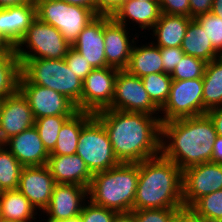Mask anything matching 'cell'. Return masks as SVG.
Instances as JSON below:
<instances>
[{"label": "cell", "instance_id": "1", "mask_svg": "<svg viewBox=\"0 0 222 222\" xmlns=\"http://www.w3.org/2000/svg\"><path fill=\"white\" fill-rule=\"evenodd\" d=\"M103 124L120 163H140L161 154L159 116L105 109L94 114Z\"/></svg>", "mask_w": 222, "mask_h": 222}, {"label": "cell", "instance_id": "2", "mask_svg": "<svg viewBox=\"0 0 222 222\" xmlns=\"http://www.w3.org/2000/svg\"><path fill=\"white\" fill-rule=\"evenodd\" d=\"M217 132L207 114L161 123V154L182 171L211 162Z\"/></svg>", "mask_w": 222, "mask_h": 222}, {"label": "cell", "instance_id": "3", "mask_svg": "<svg viewBox=\"0 0 222 222\" xmlns=\"http://www.w3.org/2000/svg\"><path fill=\"white\" fill-rule=\"evenodd\" d=\"M184 208L182 170L162 154L139 163L133 210Z\"/></svg>", "mask_w": 222, "mask_h": 222}, {"label": "cell", "instance_id": "4", "mask_svg": "<svg viewBox=\"0 0 222 222\" xmlns=\"http://www.w3.org/2000/svg\"><path fill=\"white\" fill-rule=\"evenodd\" d=\"M139 163H120L93 174L88 197L94 204L118 212L133 211Z\"/></svg>", "mask_w": 222, "mask_h": 222}, {"label": "cell", "instance_id": "5", "mask_svg": "<svg viewBox=\"0 0 222 222\" xmlns=\"http://www.w3.org/2000/svg\"><path fill=\"white\" fill-rule=\"evenodd\" d=\"M21 73L32 83L50 88L71 100L80 111L82 84L64 59H19Z\"/></svg>", "mask_w": 222, "mask_h": 222}, {"label": "cell", "instance_id": "6", "mask_svg": "<svg viewBox=\"0 0 222 222\" xmlns=\"http://www.w3.org/2000/svg\"><path fill=\"white\" fill-rule=\"evenodd\" d=\"M37 18L60 31L72 46L80 32L97 15L89 8L68 4L60 0H34Z\"/></svg>", "mask_w": 222, "mask_h": 222}, {"label": "cell", "instance_id": "7", "mask_svg": "<svg viewBox=\"0 0 222 222\" xmlns=\"http://www.w3.org/2000/svg\"><path fill=\"white\" fill-rule=\"evenodd\" d=\"M71 47L58 29L36 18L16 45L15 53L18 59L55 60L64 59Z\"/></svg>", "mask_w": 222, "mask_h": 222}, {"label": "cell", "instance_id": "8", "mask_svg": "<svg viewBox=\"0 0 222 222\" xmlns=\"http://www.w3.org/2000/svg\"><path fill=\"white\" fill-rule=\"evenodd\" d=\"M92 174L120 164L102 122L93 115L82 127L76 153Z\"/></svg>", "mask_w": 222, "mask_h": 222}, {"label": "cell", "instance_id": "9", "mask_svg": "<svg viewBox=\"0 0 222 222\" xmlns=\"http://www.w3.org/2000/svg\"><path fill=\"white\" fill-rule=\"evenodd\" d=\"M160 122L203 115V79L173 80Z\"/></svg>", "mask_w": 222, "mask_h": 222}, {"label": "cell", "instance_id": "10", "mask_svg": "<svg viewBox=\"0 0 222 222\" xmlns=\"http://www.w3.org/2000/svg\"><path fill=\"white\" fill-rule=\"evenodd\" d=\"M108 109L160 116V109L151 101L142 79L126 69L118 70L114 96Z\"/></svg>", "mask_w": 222, "mask_h": 222}, {"label": "cell", "instance_id": "11", "mask_svg": "<svg viewBox=\"0 0 222 222\" xmlns=\"http://www.w3.org/2000/svg\"><path fill=\"white\" fill-rule=\"evenodd\" d=\"M18 90L27 99L34 119L45 116H73L78 109L66 96L50 88L32 84L22 73Z\"/></svg>", "mask_w": 222, "mask_h": 222}, {"label": "cell", "instance_id": "12", "mask_svg": "<svg viewBox=\"0 0 222 222\" xmlns=\"http://www.w3.org/2000/svg\"><path fill=\"white\" fill-rule=\"evenodd\" d=\"M118 70L110 66L95 68L85 77L80 111L95 114L111 106Z\"/></svg>", "mask_w": 222, "mask_h": 222}, {"label": "cell", "instance_id": "13", "mask_svg": "<svg viewBox=\"0 0 222 222\" xmlns=\"http://www.w3.org/2000/svg\"><path fill=\"white\" fill-rule=\"evenodd\" d=\"M222 189V164L205 162L182 171L184 209H189L202 196Z\"/></svg>", "mask_w": 222, "mask_h": 222}, {"label": "cell", "instance_id": "14", "mask_svg": "<svg viewBox=\"0 0 222 222\" xmlns=\"http://www.w3.org/2000/svg\"><path fill=\"white\" fill-rule=\"evenodd\" d=\"M89 199L88 188L75 184L56 183L50 203L43 211L48 218L43 221L59 222L76 217ZM45 213V214H44Z\"/></svg>", "mask_w": 222, "mask_h": 222}, {"label": "cell", "instance_id": "15", "mask_svg": "<svg viewBox=\"0 0 222 222\" xmlns=\"http://www.w3.org/2000/svg\"><path fill=\"white\" fill-rule=\"evenodd\" d=\"M35 119L27 99L17 90L2 100L0 108V140L8 139L34 126Z\"/></svg>", "mask_w": 222, "mask_h": 222}, {"label": "cell", "instance_id": "16", "mask_svg": "<svg viewBox=\"0 0 222 222\" xmlns=\"http://www.w3.org/2000/svg\"><path fill=\"white\" fill-rule=\"evenodd\" d=\"M55 184L47 165L24 166L17 189L28 198L36 210L43 212L50 203Z\"/></svg>", "mask_w": 222, "mask_h": 222}, {"label": "cell", "instance_id": "17", "mask_svg": "<svg viewBox=\"0 0 222 222\" xmlns=\"http://www.w3.org/2000/svg\"><path fill=\"white\" fill-rule=\"evenodd\" d=\"M130 28L104 16V44L106 63L119 70L126 69L136 37L130 35ZM130 35V36H129ZM132 37L133 39H129Z\"/></svg>", "mask_w": 222, "mask_h": 222}, {"label": "cell", "instance_id": "18", "mask_svg": "<svg viewBox=\"0 0 222 222\" xmlns=\"http://www.w3.org/2000/svg\"><path fill=\"white\" fill-rule=\"evenodd\" d=\"M72 48L80 53L93 69L108 67L105 57L104 16L97 15L80 32Z\"/></svg>", "mask_w": 222, "mask_h": 222}, {"label": "cell", "instance_id": "19", "mask_svg": "<svg viewBox=\"0 0 222 222\" xmlns=\"http://www.w3.org/2000/svg\"><path fill=\"white\" fill-rule=\"evenodd\" d=\"M4 145L23 166L46 165L50 155L35 126L11 137Z\"/></svg>", "mask_w": 222, "mask_h": 222}, {"label": "cell", "instance_id": "20", "mask_svg": "<svg viewBox=\"0 0 222 222\" xmlns=\"http://www.w3.org/2000/svg\"><path fill=\"white\" fill-rule=\"evenodd\" d=\"M46 165L56 183L75 184L89 189L93 174L79 155H49Z\"/></svg>", "mask_w": 222, "mask_h": 222}, {"label": "cell", "instance_id": "21", "mask_svg": "<svg viewBox=\"0 0 222 222\" xmlns=\"http://www.w3.org/2000/svg\"><path fill=\"white\" fill-rule=\"evenodd\" d=\"M36 18L35 1L0 8V32L16 47Z\"/></svg>", "mask_w": 222, "mask_h": 222}, {"label": "cell", "instance_id": "22", "mask_svg": "<svg viewBox=\"0 0 222 222\" xmlns=\"http://www.w3.org/2000/svg\"><path fill=\"white\" fill-rule=\"evenodd\" d=\"M160 16L159 1L126 0L112 18L126 27L131 21L134 26L139 25L138 28L150 31Z\"/></svg>", "mask_w": 222, "mask_h": 222}, {"label": "cell", "instance_id": "23", "mask_svg": "<svg viewBox=\"0 0 222 222\" xmlns=\"http://www.w3.org/2000/svg\"><path fill=\"white\" fill-rule=\"evenodd\" d=\"M191 19L184 15L161 13L159 20L151 29L153 34L150 33L155 39L154 44L158 47H181Z\"/></svg>", "mask_w": 222, "mask_h": 222}, {"label": "cell", "instance_id": "24", "mask_svg": "<svg viewBox=\"0 0 222 222\" xmlns=\"http://www.w3.org/2000/svg\"><path fill=\"white\" fill-rule=\"evenodd\" d=\"M138 44L136 41L131 50L130 61L126 70L142 78L145 75L163 72V61L160 47L154 43ZM138 44V45H136Z\"/></svg>", "mask_w": 222, "mask_h": 222}, {"label": "cell", "instance_id": "25", "mask_svg": "<svg viewBox=\"0 0 222 222\" xmlns=\"http://www.w3.org/2000/svg\"><path fill=\"white\" fill-rule=\"evenodd\" d=\"M38 210L18 189L5 190L0 194L1 222H24L35 220Z\"/></svg>", "mask_w": 222, "mask_h": 222}, {"label": "cell", "instance_id": "26", "mask_svg": "<svg viewBox=\"0 0 222 222\" xmlns=\"http://www.w3.org/2000/svg\"><path fill=\"white\" fill-rule=\"evenodd\" d=\"M181 49L185 55L200 58L205 62H210L221 55L213 48L205 31L201 25L192 18L186 30L181 44Z\"/></svg>", "mask_w": 222, "mask_h": 222}, {"label": "cell", "instance_id": "27", "mask_svg": "<svg viewBox=\"0 0 222 222\" xmlns=\"http://www.w3.org/2000/svg\"><path fill=\"white\" fill-rule=\"evenodd\" d=\"M93 115L89 112L78 111L70 117L61 127L55 147L50 155L75 154L81 129Z\"/></svg>", "mask_w": 222, "mask_h": 222}, {"label": "cell", "instance_id": "28", "mask_svg": "<svg viewBox=\"0 0 222 222\" xmlns=\"http://www.w3.org/2000/svg\"><path fill=\"white\" fill-rule=\"evenodd\" d=\"M203 79V114L222 106V56L208 62Z\"/></svg>", "mask_w": 222, "mask_h": 222}, {"label": "cell", "instance_id": "29", "mask_svg": "<svg viewBox=\"0 0 222 222\" xmlns=\"http://www.w3.org/2000/svg\"><path fill=\"white\" fill-rule=\"evenodd\" d=\"M21 64L15 50H0V98L14 94L18 90Z\"/></svg>", "mask_w": 222, "mask_h": 222}, {"label": "cell", "instance_id": "30", "mask_svg": "<svg viewBox=\"0 0 222 222\" xmlns=\"http://www.w3.org/2000/svg\"><path fill=\"white\" fill-rule=\"evenodd\" d=\"M23 167L6 146L3 145L0 149V187L3 191L18 188Z\"/></svg>", "mask_w": 222, "mask_h": 222}, {"label": "cell", "instance_id": "31", "mask_svg": "<svg viewBox=\"0 0 222 222\" xmlns=\"http://www.w3.org/2000/svg\"><path fill=\"white\" fill-rule=\"evenodd\" d=\"M142 83L151 101L161 109L166 103L173 79L168 73H153L143 76Z\"/></svg>", "mask_w": 222, "mask_h": 222}, {"label": "cell", "instance_id": "32", "mask_svg": "<svg viewBox=\"0 0 222 222\" xmlns=\"http://www.w3.org/2000/svg\"><path fill=\"white\" fill-rule=\"evenodd\" d=\"M189 209L204 222H222V189L202 196Z\"/></svg>", "mask_w": 222, "mask_h": 222}, {"label": "cell", "instance_id": "33", "mask_svg": "<svg viewBox=\"0 0 222 222\" xmlns=\"http://www.w3.org/2000/svg\"><path fill=\"white\" fill-rule=\"evenodd\" d=\"M72 116H45L35 119L34 126L46 150L50 153L56 144L58 133L63 124Z\"/></svg>", "mask_w": 222, "mask_h": 222}, {"label": "cell", "instance_id": "34", "mask_svg": "<svg viewBox=\"0 0 222 222\" xmlns=\"http://www.w3.org/2000/svg\"><path fill=\"white\" fill-rule=\"evenodd\" d=\"M207 62L200 58L184 55L170 74L173 80H189L202 78Z\"/></svg>", "mask_w": 222, "mask_h": 222}, {"label": "cell", "instance_id": "35", "mask_svg": "<svg viewBox=\"0 0 222 222\" xmlns=\"http://www.w3.org/2000/svg\"><path fill=\"white\" fill-rule=\"evenodd\" d=\"M194 19L205 31L213 48L222 56V18L210 12Z\"/></svg>", "mask_w": 222, "mask_h": 222}, {"label": "cell", "instance_id": "36", "mask_svg": "<svg viewBox=\"0 0 222 222\" xmlns=\"http://www.w3.org/2000/svg\"><path fill=\"white\" fill-rule=\"evenodd\" d=\"M116 213L115 210L96 205L88 199L79 215L81 222H113Z\"/></svg>", "mask_w": 222, "mask_h": 222}, {"label": "cell", "instance_id": "37", "mask_svg": "<svg viewBox=\"0 0 222 222\" xmlns=\"http://www.w3.org/2000/svg\"><path fill=\"white\" fill-rule=\"evenodd\" d=\"M184 208H153L133 210L136 222H171Z\"/></svg>", "mask_w": 222, "mask_h": 222}, {"label": "cell", "instance_id": "38", "mask_svg": "<svg viewBox=\"0 0 222 222\" xmlns=\"http://www.w3.org/2000/svg\"><path fill=\"white\" fill-rule=\"evenodd\" d=\"M64 60L69 69L82 81L93 70L88 61L72 47L68 50Z\"/></svg>", "mask_w": 222, "mask_h": 222}, {"label": "cell", "instance_id": "39", "mask_svg": "<svg viewBox=\"0 0 222 222\" xmlns=\"http://www.w3.org/2000/svg\"><path fill=\"white\" fill-rule=\"evenodd\" d=\"M160 54L163 61V72L168 74L173 72L185 55L181 47H160Z\"/></svg>", "mask_w": 222, "mask_h": 222}, {"label": "cell", "instance_id": "40", "mask_svg": "<svg viewBox=\"0 0 222 222\" xmlns=\"http://www.w3.org/2000/svg\"><path fill=\"white\" fill-rule=\"evenodd\" d=\"M161 13L190 17L189 0H159Z\"/></svg>", "mask_w": 222, "mask_h": 222}, {"label": "cell", "instance_id": "41", "mask_svg": "<svg viewBox=\"0 0 222 222\" xmlns=\"http://www.w3.org/2000/svg\"><path fill=\"white\" fill-rule=\"evenodd\" d=\"M126 0H95V14L112 17Z\"/></svg>", "mask_w": 222, "mask_h": 222}, {"label": "cell", "instance_id": "42", "mask_svg": "<svg viewBox=\"0 0 222 222\" xmlns=\"http://www.w3.org/2000/svg\"><path fill=\"white\" fill-rule=\"evenodd\" d=\"M190 17L196 18L199 15L210 13L213 0H189Z\"/></svg>", "mask_w": 222, "mask_h": 222}, {"label": "cell", "instance_id": "43", "mask_svg": "<svg viewBox=\"0 0 222 222\" xmlns=\"http://www.w3.org/2000/svg\"><path fill=\"white\" fill-rule=\"evenodd\" d=\"M206 114L210 117L217 135L222 136V106L212 108Z\"/></svg>", "mask_w": 222, "mask_h": 222}, {"label": "cell", "instance_id": "44", "mask_svg": "<svg viewBox=\"0 0 222 222\" xmlns=\"http://www.w3.org/2000/svg\"><path fill=\"white\" fill-rule=\"evenodd\" d=\"M171 222H204L197 217L190 209L180 210Z\"/></svg>", "mask_w": 222, "mask_h": 222}, {"label": "cell", "instance_id": "45", "mask_svg": "<svg viewBox=\"0 0 222 222\" xmlns=\"http://www.w3.org/2000/svg\"><path fill=\"white\" fill-rule=\"evenodd\" d=\"M211 162L222 164V136L217 135L212 149Z\"/></svg>", "mask_w": 222, "mask_h": 222}, {"label": "cell", "instance_id": "46", "mask_svg": "<svg viewBox=\"0 0 222 222\" xmlns=\"http://www.w3.org/2000/svg\"><path fill=\"white\" fill-rule=\"evenodd\" d=\"M113 222H136L135 214L130 212H118L114 216Z\"/></svg>", "mask_w": 222, "mask_h": 222}, {"label": "cell", "instance_id": "47", "mask_svg": "<svg viewBox=\"0 0 222 222\" xmlns=\"http://www.w3.org/2000/svg\"><path fill=\"white\" fill-rule=\"evenodd\" d=\"M68 4L79 5L91 9L95 13V0H60Z\"/></svg>", "mask_w": 222, "mask_h": 222}, {"label": "cell", "instance_id": "48", "mask_svg": "<svg viewBox=\"0 0 222 222\" xmlns=\"http://www.w3.org/2000/svg\"><path fill=\"white\" fill-rule=\"evenodd\" d=\"M34 0H0V8L19 6Z\"/></svg>", "mask_w": 222, "mask_h": 222}, {"label": "cell", "instance_id": "49", "mask_svg": "<svg viewBox=\"0 0 222 222\" xmlns=\"http://www.w3.org/2000/svg\"><path fill=\"white\" fill-rule=\"evenodd\" d=\"M0 50H15V46L0 32Z\"/></svg>", "mask_w": 222, "mask_h": 222}, {"label": "cell", "instance_id": "50", "mask_svg": "<svg viewBox=\"0 0 222 222\" xmlns=\"http://www.w3.org/2000/svg\"><path fill=\"white\" fill-rule=\"evenodd\" d=\"M211 13L222 18V0H213Z\"/></svg>", "mask_w": 222, "mask_h": 222}, {"label": "cell", "instance_id": "51", "mask_svg": "<svg viewBox=\"0 0 222 222\" xmlns=\"http://www.w3.org/2000/svg\"><path fill=\"white\" fill-rule=\"evenodd\" d=\"M46 222H52V221H46ZM59 222H81V217H80V215H78V216L70 218L68 220L59 221Z\"/></svg>", "mask_w": 222, "mask_h": 222}, {"label": "cell", "instance_id": "52", "mask_svg": "<svg viewBox=\"0 0 222 222\" xmlns=\"http://www.w3.org/2000/svg\"><path fill=\"white\" fill-rule=\"evenodd\" d=\"M4 145V143L0 140V149Z\"/></svg>", "mask_w": 222, "mask_h": 222}, {"label": "cell", "instance_id": "53", "mask_svg": "<svg viewBox=\"0 0 222 222\" xmlns=\"http://www.w3.org/2000/svg\"><path fill=\"white\" fill-rule=\"evenodd\" d=\"M2 100H3V99L0 98V108H1V105H2Z\"/></svg>", "mask_w": 222, "mask_h": 222}]
</instances>
